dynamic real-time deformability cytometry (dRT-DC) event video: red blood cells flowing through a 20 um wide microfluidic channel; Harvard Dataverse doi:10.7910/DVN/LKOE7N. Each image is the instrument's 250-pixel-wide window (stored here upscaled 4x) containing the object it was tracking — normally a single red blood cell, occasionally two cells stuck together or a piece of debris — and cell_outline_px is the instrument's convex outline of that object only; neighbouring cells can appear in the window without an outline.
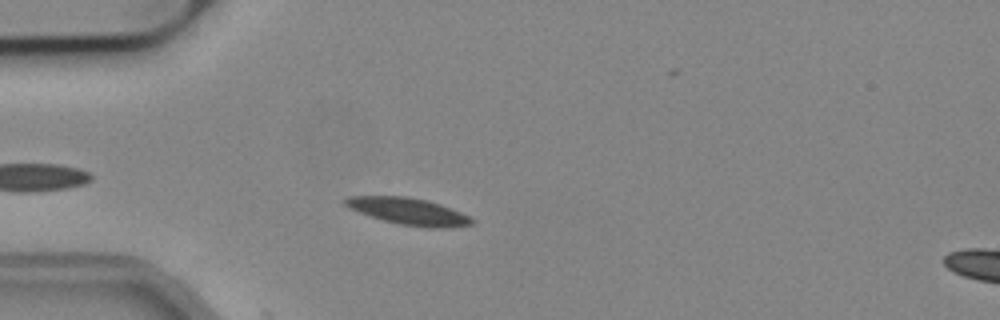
{"species": "common noctule bat (a hibernating species)", "species_latin": "Nyctalus noctula", "temperature_condition": "cold", "stored_images_in_passage": 34, "camera_frame_rate_fps": 3000, "um_per_image_px": 0.085, "animal": {"sex": "male", "body_mass_g": 19.2, "forearm_length_mm": 51.8}, "frame": {"image": 1, "passage_image": 4, "time_ms": 1.0, "image_size_px": [1000, 320], "cell_outline_px": [[476, 220], [472, 224], [448, 228], [428, 228], [400, 224], [384, 220], [348, 208], [344, 204], [344, 200], [348, 196], [404, 196], [424, 200], [440, 204], [460, 212]], "centroid_in_image_um": [34.73, 17.97], "position_along_channel_um": 50.3, "area_um2": 19.54}}
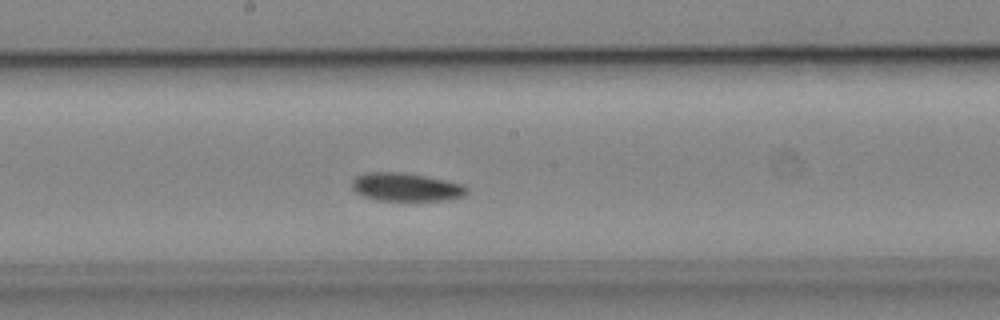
{"frame": {"image": 2, "passage_image": 18, "time_ms": 5.667, "image_size_px": [1000, 320], "cell_outline_px": [[468, 192], [464, 196], [448, 200], [376, 200], [364, 196], [356, 192], [352, 188], [352, 180], [356, 176], [364, 172], [400, 172], [424, 176], [464, 184], [468, 188]], "centroid_in_image_um": [34.51, 15.9], "position_along_channel_um": 213.7, "area_um2": 18.9}}
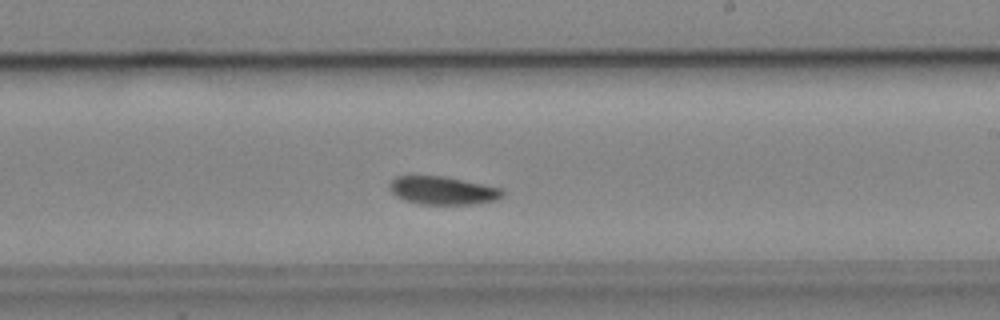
{"frame": {"image": 3, "passage_image": 21, "time_ms": 6.667, "image_size_px": [1000, 320], "cell_outline_px": [[504, 196], [496, 200], [472, 204], [420, 204], [404, 200], [396, 196], [388, 188], [388, 184], [396, 176], [444, 176], [504, 188]], "centroid_in_image_um": [37.65, 16.19], "position_along_channel_um": 251.4, "area_um2": 18.67}, "authors_computed_cell_mechanics": {"area_um2": 18.8139, "velocity_mm_per_s": 3.7948, "shape_relaxation_time_tau1_ms": 4.366, "shape_relaxation_time_tau2_ms": 10.9104, "deformation_change_tau1": 0.1049, "deformation_change_tau2": 0.1514}}